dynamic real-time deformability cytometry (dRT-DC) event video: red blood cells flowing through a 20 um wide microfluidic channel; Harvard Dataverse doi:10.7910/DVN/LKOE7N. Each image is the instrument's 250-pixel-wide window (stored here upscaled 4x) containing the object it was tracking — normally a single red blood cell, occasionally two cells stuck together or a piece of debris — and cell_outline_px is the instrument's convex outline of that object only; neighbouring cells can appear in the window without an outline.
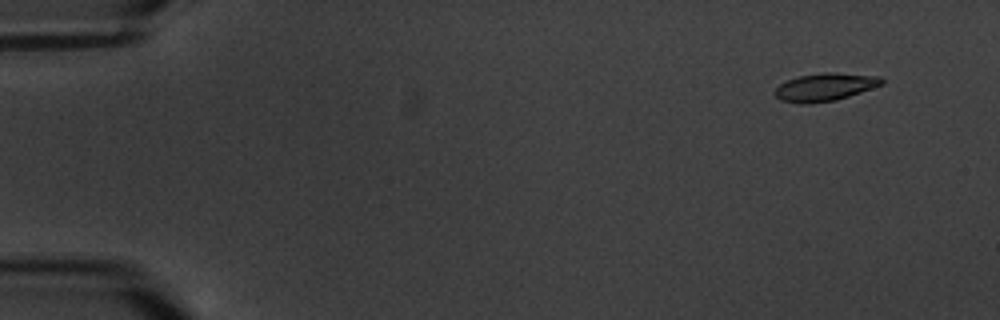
{"species": "common noctule bat (a hibernating species)", "species_latin": "Nyctalus noctula", "temperature_condition": "warm", "stored_images_in_passage": 5, "camera_frame_rate_fps": 3000, "um_per_image_px": 0.085, "animal": {"sex": "male", "body_mass_g": 20.1, "forearm_length_mm": 53.5}, "frame": {"image": 1, "passage_image": 2, "time_ms": 1.0, "image_size_px": [1000, 320], "cell_outline_px": [[884, 84], [836, 100], [808, 104], [804, 104], [780, 100], [776, 96], [776, 88], [780, 84], [788, 80], [800, 76], [824, 72], [832, 72], [880, 76], [884, 80]], "centroid_in_image_um": [70.15, 7.4], "position_along_channel_um": 14.8, "area_um2": 17.17}}